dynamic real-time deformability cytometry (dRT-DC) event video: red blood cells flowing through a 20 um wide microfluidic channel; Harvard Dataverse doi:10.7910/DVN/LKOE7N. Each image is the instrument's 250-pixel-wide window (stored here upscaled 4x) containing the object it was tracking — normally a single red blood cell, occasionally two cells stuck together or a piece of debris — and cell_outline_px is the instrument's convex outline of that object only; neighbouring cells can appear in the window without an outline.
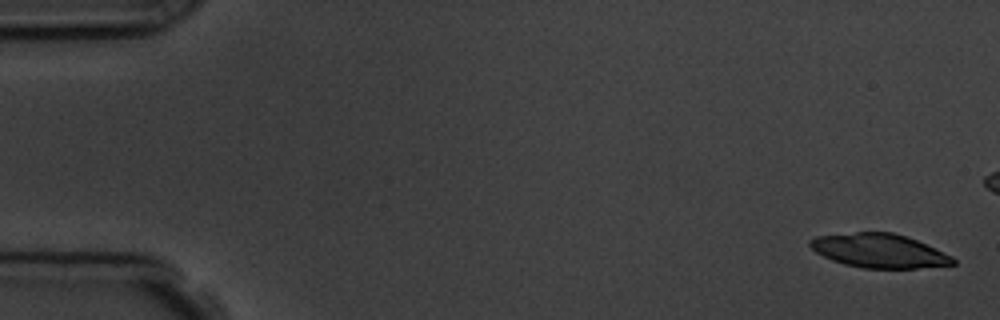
{"species": "common noctule bat (a hibernating species)", "species_latin": "Nyctalus noctula", "temperature_condition": "room temperature", "stored_images_in_passage": 4, "camera_frame_rate_fps": 3000, "um_per_image_px": 0.085, "animal": {"sex": "male", "body_mass_g": 19.5, "forearm_length_mm": 54.6}, "frame": {"image": 1, "passage_image": 1, "time_ms": 0.0, "image_size_px": [1000, 320], "cell_outline_px": [[956, 264], [916, 268], [864, 268], [844, 264], [832, 260], [816, 252], [808, 244], [808, 240], [816, 236], [856, 232], [892, 232], [916, 240], [952, 256], [956, 260]], "centroid_in_image_um": [74.71, 21.31], "position_along_channel_um": 10.3, "area_um2": 28.03}}